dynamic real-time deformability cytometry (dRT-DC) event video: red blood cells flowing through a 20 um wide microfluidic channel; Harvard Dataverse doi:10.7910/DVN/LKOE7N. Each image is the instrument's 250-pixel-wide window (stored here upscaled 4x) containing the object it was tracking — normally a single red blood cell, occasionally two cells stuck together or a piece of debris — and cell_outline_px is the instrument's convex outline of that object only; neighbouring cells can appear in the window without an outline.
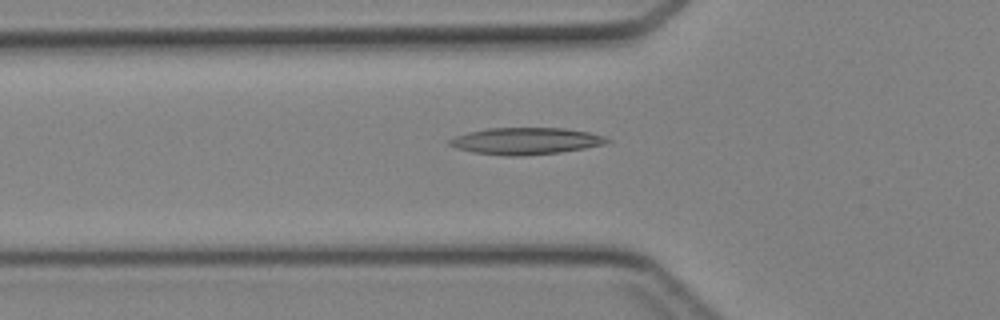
{"species": "Egyptian fruit bat (a non-hibernating species)", "species_latin": "Rousettus aegyptiacus", "temperature_condition": "cold", "stored_images_in_passage": 33, "camera_frame_rate_fps": 3000, "um_per_image_px": 0.085, "animal": {"sex": "female"}, "frame": {"image": 1, "passage_image": 10, "time_ms": 3.0, "image_size_px": [1000, 320], "cell_outline_px": [[612, 140], [608, 144], [560, 152], [520, 156], [504, 156], [472, 152], [456, 148], [448, 144], [448, 140], [456, 136], [468, 132], [488, 128], [564, 128], [588, 132], [604, 136]], "centroid_in_image_um": [44.7, 11.99], "position_along_channel_um": 81.1, "area_um2": 24.68}}
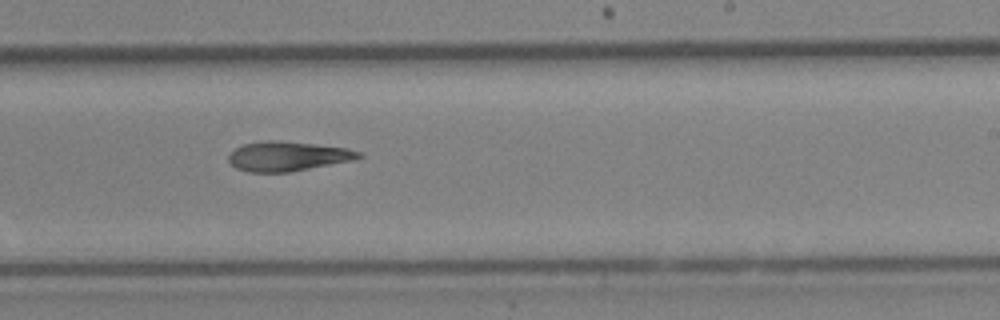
{"frame": {"image": 2, "passage_image": 22, "time_ms": 7.0, "image_size_px": [1000, 320], "cell_outline_px": [[364, 156], [352, 160], [288, 172], [248, 172], [236, 168], [228, 160], [228, 156], [236, 148], [244, 144], [264, 140], [276, 140], [348, 148], [360, 152]], "centroid_in_image_um": [24.43, 13.28], "position_along_channel_um": 264.6, "area_um2": 22.14}}
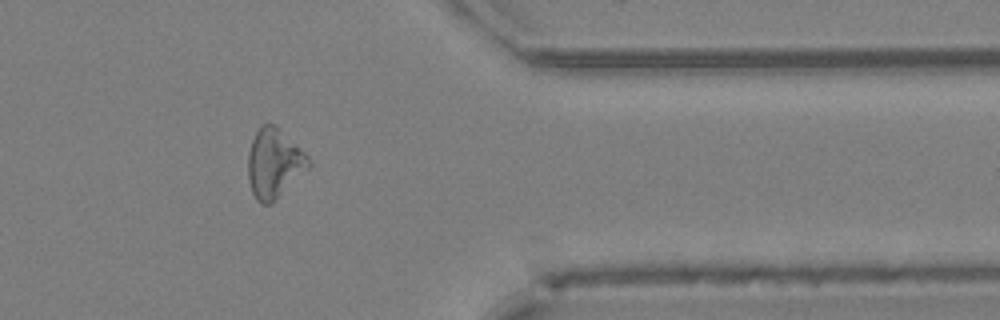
{"frame": {"image": 3, "passage_image": 31, "time_ms": 10.0, "image_size_px": [1000, 320], "cell_outline_px": [[312, 164], [308, 168], [268, 204], [260, 204], [256, 200], [252, 192], [248, 180], [248, 152], [252, 140], [260, 124], [276, 124], [312, 160]], "centroid_in_image_um": [23.27, 13.84], "position_along_channel_um": 388.1, "area_um2": 24.1}}